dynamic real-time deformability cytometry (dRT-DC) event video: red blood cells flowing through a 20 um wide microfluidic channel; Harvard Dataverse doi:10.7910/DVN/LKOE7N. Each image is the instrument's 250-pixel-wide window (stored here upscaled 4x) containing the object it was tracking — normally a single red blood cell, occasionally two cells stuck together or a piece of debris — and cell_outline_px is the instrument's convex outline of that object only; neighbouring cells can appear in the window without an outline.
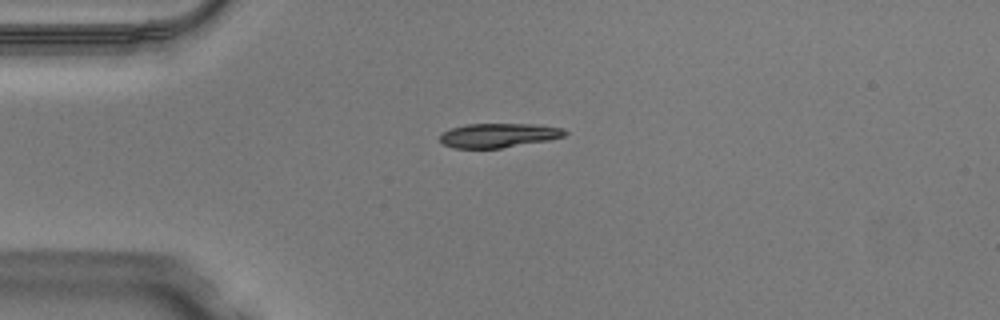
{"species": "Egyptian fruit bat (a non-hibernating species)", "species_latin": "Rousettus aegyptiacus", "temperature_condition": "warm", "stored_images_in_passage": 38, "camera_frame_rate_fps": 3000, "um_per_image_px": 0.085, "animal": {"sex": "male"}, "frame": {"image": 1, "passage_image": 1, "time_ms": 0.0, "image_size_px": [1000, 320], "cell_outline_px": [[568, 132], [564, 136], [548, 140], [500, 148], [452, 148], [444, 144], [440, 140], [440, 136], [444, 132], [452, 128], [464, 124], [536, 124], [564, 128]], "centroid_in_image_um": [42.39, 11.5], "position_along_channel_um": 42.6, "area_um2": 17.57}}
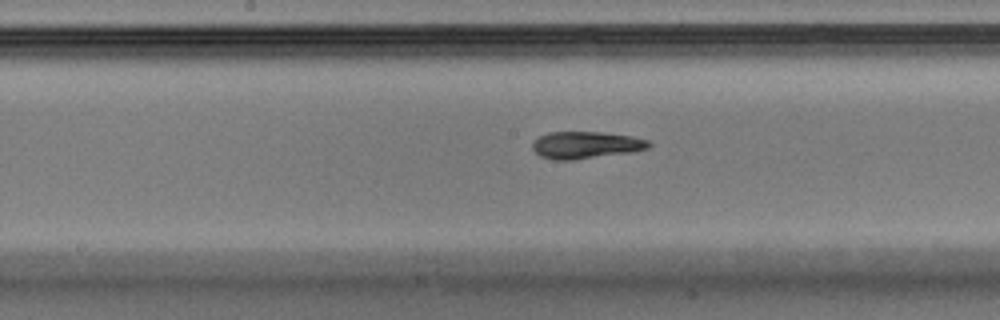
{"frame": {"image": 2, "passage_image": 14, "time_ms": 4.333, "image_size_px": [1000, 320], "cell_outline_px": [[652, 144], [648, 148], [632, 152], [572, 160], [556, 160], [540, 156], [532, 148], [532, 144], [540, 136], [548, 132], [604, 132], [632, 136], [648, 140]], "centroid_in_image_um": [49.82, 12.32], "position_along_channel_um": 198.4, "area_um2": 18.32}}
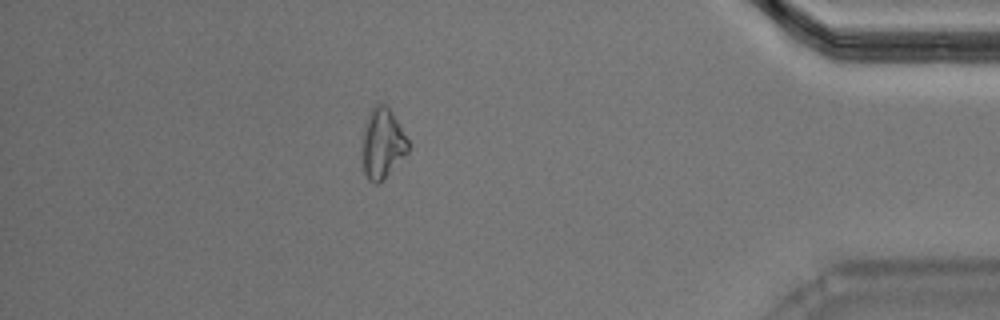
{"frame": {"image": 3, "passage_image": 32, "time_ms": 10.333, "image_size_px": [1000, 320], "cell_outline_px": [[408, 152], [376, 184], [368, 180], [364, 172], [364, 124], [372, 108], [376, 104], [384, 104], [388, 108], [396, 120], [408, 140]], "centroid_in_image_um": [32.51, 12.17], "position_along_channel_um": 402.7, "area_um2": 17.74}, "authors_computed_cell_mechanics": {"area_um2": 18.3804, "velocity_mm_per_s": 4.0925, "shape_relaxation_time_tau1_ms": 8.1121, "shape_relaxation_time_tau2_ms": null, "deformation_change_tau1": 0.2328, "deformation_change_tau2": null}}